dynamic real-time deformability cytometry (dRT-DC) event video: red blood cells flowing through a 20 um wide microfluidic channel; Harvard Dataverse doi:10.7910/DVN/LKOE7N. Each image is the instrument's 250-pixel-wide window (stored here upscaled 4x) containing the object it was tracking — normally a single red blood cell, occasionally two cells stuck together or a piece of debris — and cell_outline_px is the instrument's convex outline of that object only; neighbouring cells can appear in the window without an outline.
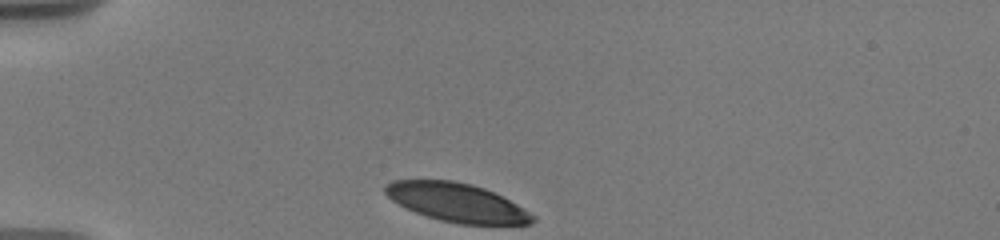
{"species": "human", "species_latin": "Homo sapiens", "temperature_condition": "warm", "stored_images_in_passage": 25, "camera_frame_rate_fps": 3000, "um_per_image_px": 0.085, "donor": {"sex": "male"}, "frame": {"image": 1, "passage_image": 1, "time_ms": 0.0, "image_size_px": [1000, 240], "cell_outline_px": [[536, 220], [532, 224], [460, 224], [440, 220], [416, 212], [392, 200], [384, 192], [384, 184], [392, 180], [452, 180], [472, 184], [484, 188], [524, 208], [536, 216]], "centroid_in_image_um": [38.83, 17.2], "position_along_channel_um": 46.2, "area_um2": 32.95}}
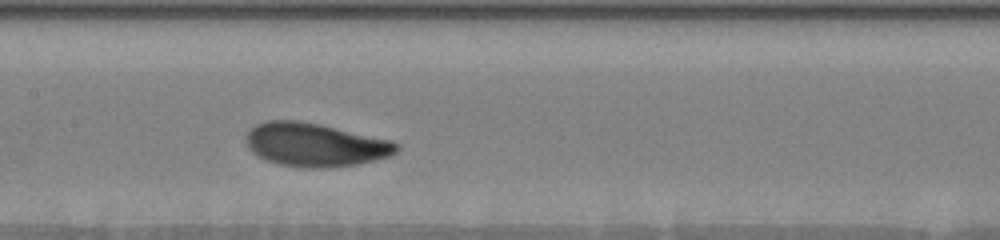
{"frame": {"image": 2, "passage_image": 10, "time_ms": 4.667, "image_size_px": [1000, 240], "cell_outline_px": [[400, 148], [396, 152], [388, 156], [360, 164], [328, 168], [308, 168], [280, 164], [256, 156], [248, 148], [248, 128], [264, 120], [296, 120], [320, 124], [392, 140], [400, 144]], "centroid_in_image_um": [26.8, 12.3], "position_along_channel_um": 180.6, "area_um2": 38.26}}
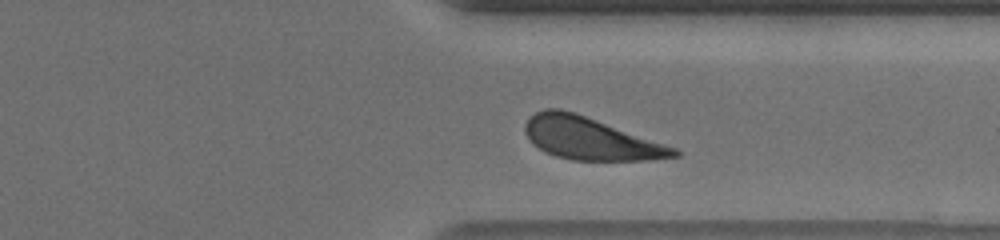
{"frame": {"image": 3, "passage_image": 23, "time_ms": 9.667, "image_size_px": [1000, 240], "cell_outline_px": [[680, 156], [652, 160], [572, 160], [556, 156], [544, 152], [532, 144], [524, 132], [524, 124], [536, 112], [544, 108], [560, 108], [576, 112], [676, 148], [680, 152]], "centroid_in_image_um": [50.15, 11.77], "position_along_channel_um": 361.2, "area_um2": 36.82}, "authors_computed_cell_mechanics": {"area_um2": 37.3388, "velocity_mm_per_s": 3.607, "shape_relaxation_time_tau1_ms": 2.4138, "shape_relaxation_time_tau2_ms": null, "deformation_change_tau1": 0.1436, "deformation_change_tau2": null}}